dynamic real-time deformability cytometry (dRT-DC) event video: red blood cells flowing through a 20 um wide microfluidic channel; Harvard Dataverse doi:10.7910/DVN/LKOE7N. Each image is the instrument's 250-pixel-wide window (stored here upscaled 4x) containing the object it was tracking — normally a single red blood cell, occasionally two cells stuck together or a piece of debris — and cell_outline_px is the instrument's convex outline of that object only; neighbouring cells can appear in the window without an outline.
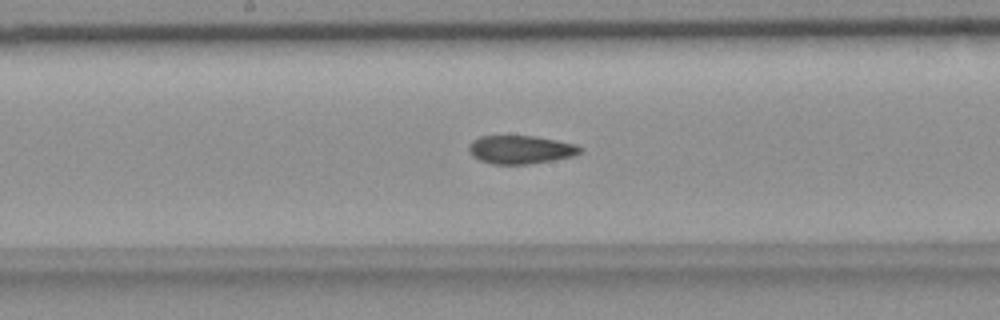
{"species": "common noctule bat (a hibernating species)", "species_latin": "Nyctalus noctula", "temperature_condition": "room temperature", "stored_images_in_passage": 52, "camera_frame_rate_fps": 3000, "um_per_image_px": 0.085, "animal": {"sex": "female", "body_mass_g": 18.4}, "frame": {"image": 1, "passage_image": 25, "time_ms": 8.0, "image_size_px": [1000, 320], "cell_outline_px": [[584, 148], [580, 152], [572, 156], [552, 160], [528, 164], [492, 164], [480, 160], [472, 156], [468, 148], [468, 144], [472, 140], [480, 136], [536, 136], [576, 144]], "centroid_in_image_um": [44.23, 12.71], "position_along_channel_um": 204.0, "area_um2": 18.38}}
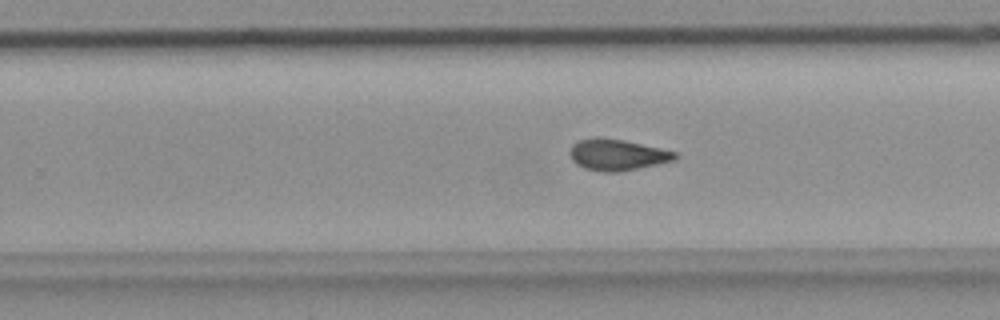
{"frame": {"image": 2, "passage_image": 31, "time_ms": 10.0, "image_size_px": [1000, 320], "cell_outline_px": [[680, 156], [676, 160], [620, 172], [600, 172], [584, 168], [576, 164], [572, 160], [568, 152], [572, 144], [580, 140], [596, 136], [600, 136], [624, 140], [660, 148], [676, 152]], "centroid_in_image_um": [52.45, 13.15], "position_along_channel_um": 277.4, "area_um2": 19.48}}
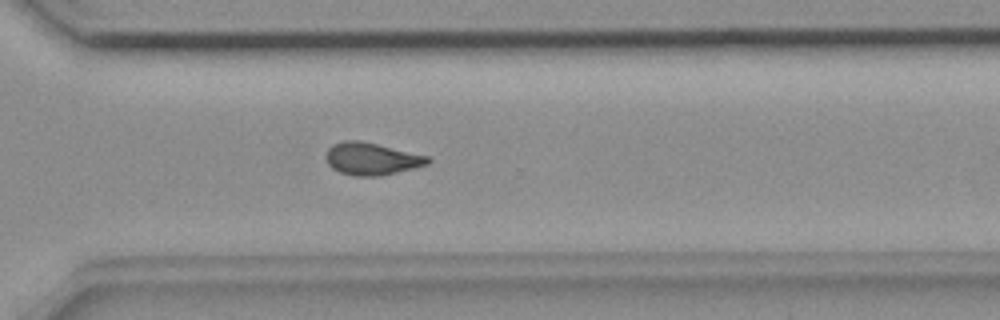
{"frame": {"image": 3, "passage_image": 36, "time_ms": 11.667, "image_size_px": [1000, 320], "cell_outline_px": [[432, 160], [428, 164], [380, 176], [352, 176], [340, 172], [332, 168], [328, 164], [324, 156], [328, 148], [332, 144], [344, 140], [360, 140], [428, 156]], "centroid_in_image_um": [31.54, 13.49], "position_along_channel_um": 339.1, "area_um2": 19.19}, "authors_computed_cell_mechanics": {"area_um2": 19.1896, "velocity_mm_per_s": 3.6784, "shape_relaxation_time_tau1_ms": null, "shape_relaxation_time_tau2_ms": 1.8289, "deformation_change_tau1": null, "deformation_change_tau2": 0.0694}}